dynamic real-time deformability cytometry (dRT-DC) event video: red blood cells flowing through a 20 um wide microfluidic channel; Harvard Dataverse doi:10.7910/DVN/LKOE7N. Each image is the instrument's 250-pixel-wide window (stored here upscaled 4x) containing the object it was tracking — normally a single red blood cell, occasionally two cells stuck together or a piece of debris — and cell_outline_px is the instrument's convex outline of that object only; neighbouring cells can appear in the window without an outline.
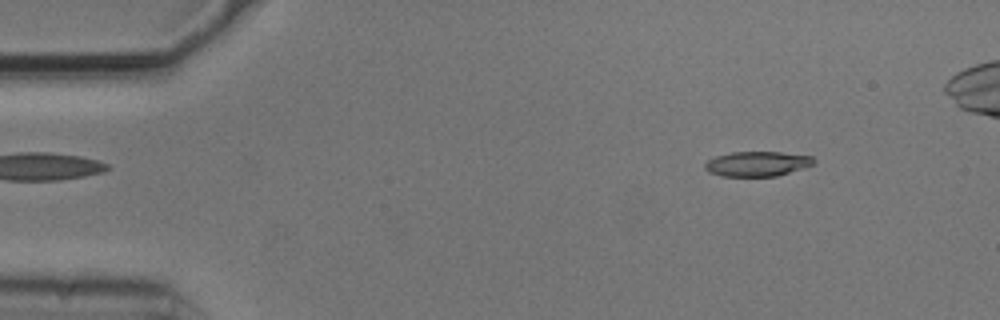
{"species": "common noctule bat (a hibernating species)", "species_latin": "Nyctalus noctula", "temperature_condition": "cold", "stored_images_in_passage": 8, "camera_frame_rate_fps": 3000, "um_per_image_px": 0.085, "animal": {"sex": "male", "body_mass_g": 20.5, "forearm_length_mm": 52.5}, "frame": {"image": 1, "passage_image": 1, "time_ms": 0.0, "image_size_px": [1000, 320], "cell_outline_px": [[816, 160], [812, 164], [776, 176], [720, 176], [708, 172], [704, 168], [704, 164], [708, 160], [716, 156], [732, 152], [780, 152], [812, 156]], "centroid_in_image_um": [64.31, 13.92], "position_along_channel_um": 20.7, "area_um2": 15.61}}
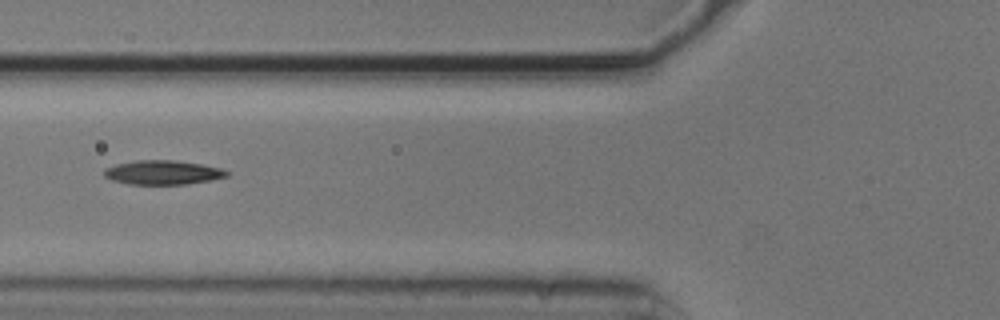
{"frame": {"image": 2, "passage_image": 5, "time_ms": 1.333, "image_size_px": [1000, 320], "cell_outline_px": [[228, 176], [188, 184], [128, 184], [112, 180], [104, 176], [104, 168], [116, 164], [136, 160], [172, 160], [200, 164], [220, 168], [228, 172]], "centroid_in_image_um": [13.78, 14.66], "position_along_channel_um": 112.0, "area_um2": 17.11}}
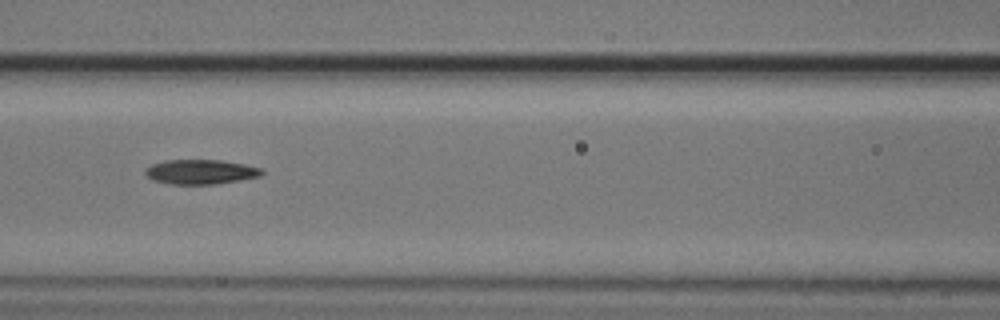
{"frame": {"image": 3, "passage_image": 6, "time_ms": 1.667, "image_size_px": [1000, 320], "cell_outline_px": [[264, 172], [260, 176], [240, 180], [216, 184], [168, 184], [152, 180], [144, 172], [144, 168], [152, 164], [164, 160], [220, 160], [244, 164], [264, 168]], "centroid_in_image_um": [17.05, 14.6], "position_along_channel_um": 149.6, "area_um2": 16.88}}